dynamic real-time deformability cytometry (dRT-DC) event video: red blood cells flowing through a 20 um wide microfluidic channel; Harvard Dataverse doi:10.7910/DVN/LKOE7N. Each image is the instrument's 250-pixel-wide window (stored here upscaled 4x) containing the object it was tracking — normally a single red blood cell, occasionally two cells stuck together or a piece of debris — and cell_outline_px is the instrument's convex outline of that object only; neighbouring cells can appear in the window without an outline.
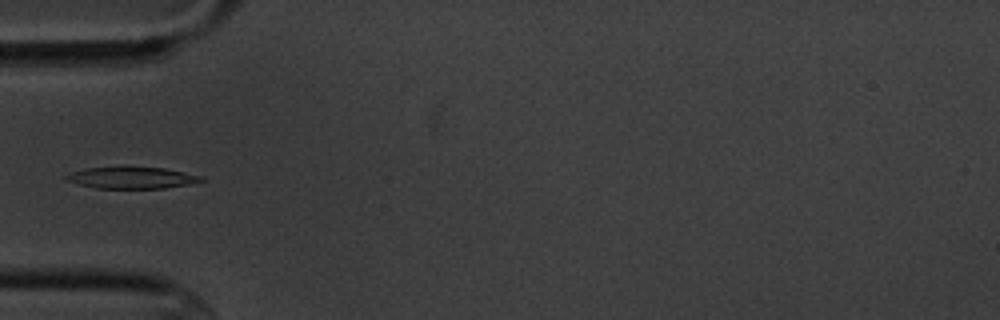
{"species": "common noctule bat (a hibernating species)", "species_latin": "Nyctalus noctula", "temperature_condition": "cold", "stored_images_in_passage": 12, "camera_frame_rate_fps": 3000, "um_per_image_px": 0.085, "animal": {"sex": "male", "body_mass_g": 20.1, "forearm_length_mm": 53.5}, "frame": {"image": 1, "passage_image": 6, "time_ms": 6.0, "image_size_px": [1000, 320], "cell_outline_px": [[204, 180], [192, 184], [164, 188], [96, 188], [76, 184], [64, 180], [64, 176], [72, 172], [84, 168], [120, 164], [124, 164], [164, 168], [204, 176]], "centroid_in_image_um": [11.15, 15.06], "position_along_channel_um": 73.8, "area_um2": 18.03}}
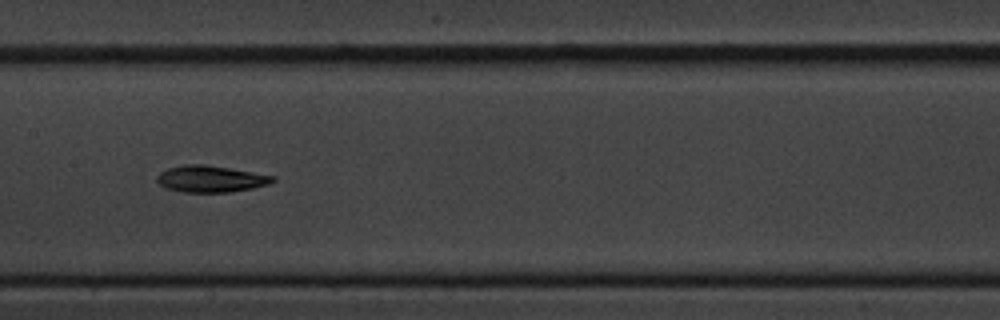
{"frame": {"image": 2, "passage_image": 9, "time_ms": 9.333, "image_size_px": [1000, 320], "cell_outline_px": [[276, 180], [268, 184], [252, 188], [232, 192], [184, 192], [164, 188], [156, 180], [156, 176], [160, 172], [168, 168], [184, 164], [204, 164], [276, 176]], "centroid_in_image_um": [17.89, 15.21], "position_along_channel_um": 189.5, "area_um2": 17.98}}
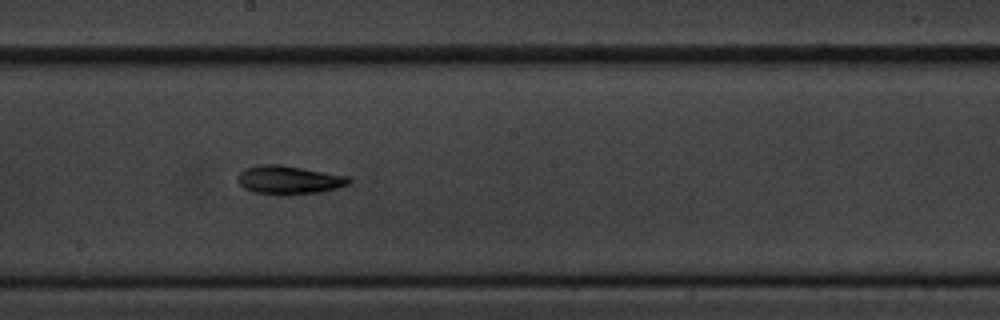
{"frame": {"image": 3, "passage_image": 10, "time_ms": 10.333, "image_size_px": [1000, 320], "cell_outline_px": [[352, 180], [348, 184], [336, 188], [320, 192], [288, 196], [280, 196], [252, 192], [244, 188], [236, 180], [236, 176], [244, 168], [260, 164], [280, 164], [348, 176]], "centroid_in_image_um": [24.5, 15.31], "position_along_channel_um": 223.7, "area_um2": 18.9}}